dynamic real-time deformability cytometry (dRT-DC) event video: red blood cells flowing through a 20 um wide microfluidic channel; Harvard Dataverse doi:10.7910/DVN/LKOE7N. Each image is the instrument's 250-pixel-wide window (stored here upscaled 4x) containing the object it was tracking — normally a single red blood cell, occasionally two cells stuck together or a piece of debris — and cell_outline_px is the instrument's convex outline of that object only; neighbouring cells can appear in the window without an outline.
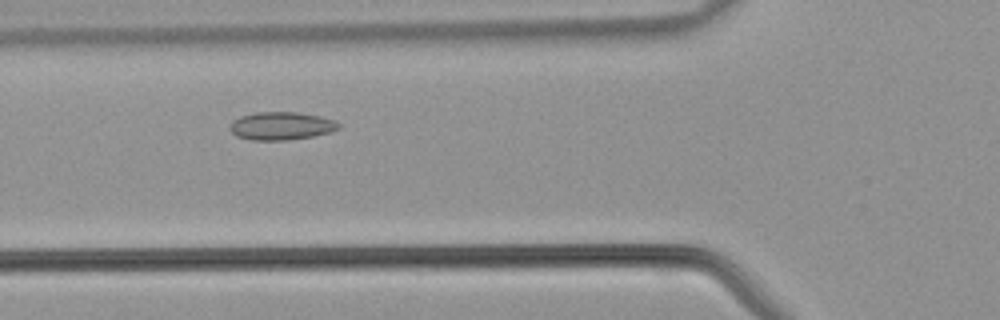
{"species": "common noctule bat (a hibernating species)", "species_latin": "Nyctalus noctula", "temperature_condition": "warm", "stored_images_in_passage": 35, "camera_frame_rate_fps": 3000, "um_per_image_px": 0.085, "animal": {"sex": "male", "body_mass_g": 21.5, "forearm_length_mm": 52.0}, "frame": {"image": 1, "passage_image": 9, "time_ms": 2.667, "image_size_px": [1000, 320], "cell_outline_px": [[340, 128], [328, 132], [312, 136], [288, 140], [248, 140], [236, 136], [228, 128], [228, 124], [232, 120], [240, 116], [256, 112], [296, 112], [320, 116], [336, 120], [340, 124]], "centroid_in_image_um": [23.86, 10.7], "position_along_channel_um": 101.9, "area_um2": 17.92}}
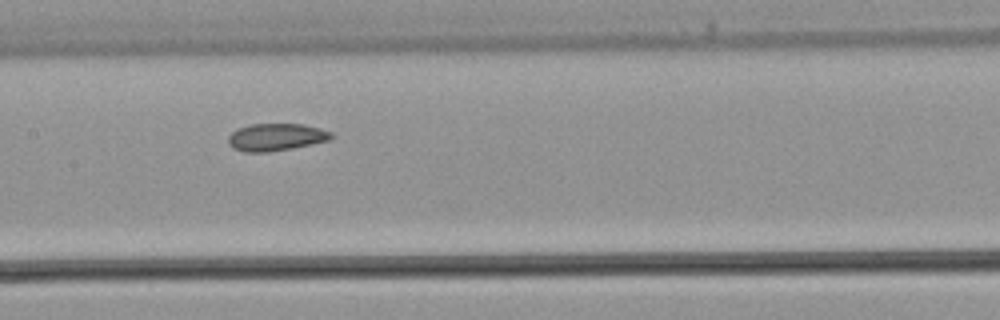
{"frame": {"image": 2, "passage_image": 14, "time_ms": 4.333, "image_size_px": [1000, 320], "cell_outline_px": [[336, 136], [328, 140], [312, 144], [292, 148], [268, 152], [244, 152], [232, 148], [228, 144], [228, 136], [236, 128], [252, 124], [304, 124], [320, 128], [332, 132]], "centroid_in_image_um": [23.46, 11.65], "position_along_channel_um": 183.9, "area_um2": 16.59}}
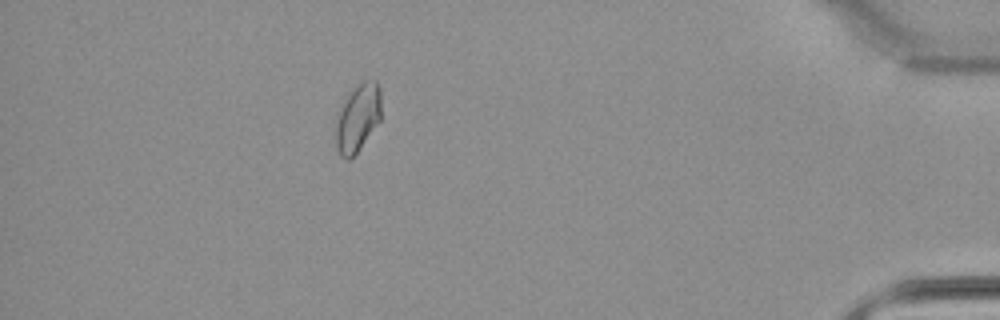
{"frame": {"image": 3, "passage_image": 31, "time_ms": 10.0, "image_size_px": [1000, 320], "cell_outline_px": [[380, 120], [360, 148], [348, 160], [344, 160], [340, 156], [336, 144], [336, 124], [340, 108], [348, 92], [352, 88], [364, 80], [376, 80], [380, 88]], "centroid_in_image_um": [30.4, 9.99], "position_along_channel_um": 404.8, "area_um2": 17.86}}